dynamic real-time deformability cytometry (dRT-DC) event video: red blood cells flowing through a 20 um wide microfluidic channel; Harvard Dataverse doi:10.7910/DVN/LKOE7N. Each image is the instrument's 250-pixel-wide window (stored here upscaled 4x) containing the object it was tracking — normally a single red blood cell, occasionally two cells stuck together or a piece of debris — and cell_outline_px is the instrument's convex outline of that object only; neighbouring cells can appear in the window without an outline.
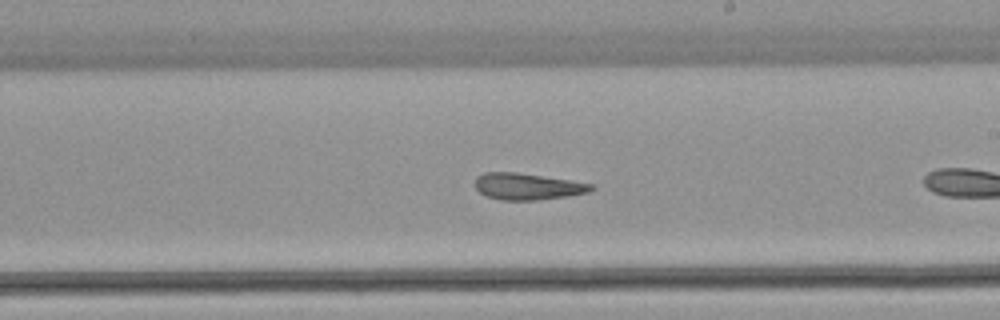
{"species": "common noctule bat (a hibernating species)", "species_latin": "Nyctalus noctula", "temperature_condition": "warm", "stored_images_in_passage": 27, "camera_frame_rate_fps": 3000, "um_per_image_px": 0.085, "animal": {"sex": "female", "body_mass_g": 22.7, "forearm_length_mm": 54.2}, "frame": {"image": 1, "passage_image": 16, "time_ms": 5.0, "image_size_px": [1000, 320], "cell_outline_px": [[596, 188], [588, 192], [568, 196], [536, 200], [500, 200], [488, 196], [480, 192], [476, 188], [476, 176], [484, 172], [516, 172], [568, 180], [592, 184]], "centroid_in_image_um": [44.83, 15.85], "position_along_channel_um": 244.2, "area_um2": 17.8}}
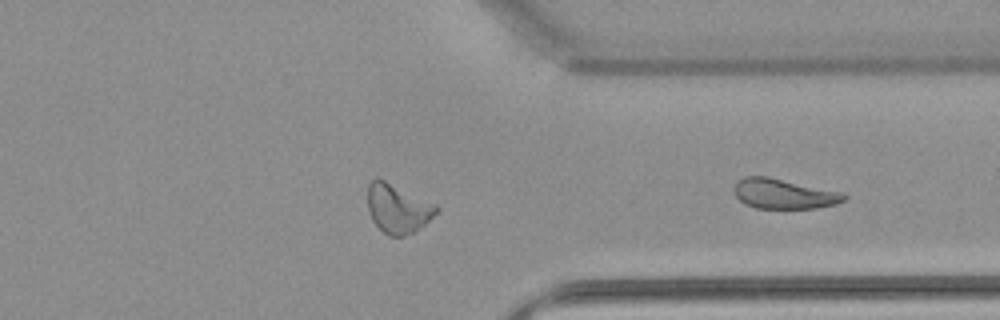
{"frame": {"image": 2, "passage_image": 27, "time_ms": 8.667, "image_size_px": [1000, 320], "cell_outline_px": [[848, 196], [844, 200], [836, 204], [816, 208], [756, 208], [744, 204], [736, 196], [732, 188], [744, 176], [768, 176], [844, 192]], "centroid_in_image_um": [66.64, 16.47], "position_along_channel_um": 344.8, "area_um2": 19.36}}